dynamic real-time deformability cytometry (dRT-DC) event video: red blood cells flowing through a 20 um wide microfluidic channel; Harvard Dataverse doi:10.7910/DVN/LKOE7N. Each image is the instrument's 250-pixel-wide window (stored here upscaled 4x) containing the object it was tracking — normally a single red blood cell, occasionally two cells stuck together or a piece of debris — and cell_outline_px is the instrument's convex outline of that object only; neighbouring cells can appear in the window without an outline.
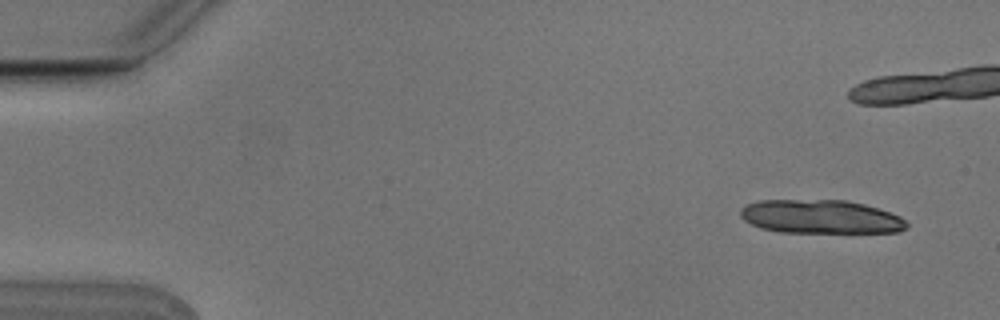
{"species": "Egyptian fruit bat (a non-hibernating species)", "species_latin": "Rousettus aegyptiacus", "temperature_condition": "cold", "stored_images_in_passage": 7, "camera_frame_rate_fps": 3000, "um_per_image_px": 0.085, "animal": {"sex": "male"}, "frame": {"image": 1, "passage_image": 1, "time_ms": 0.0, "image_size_px": [1000, 320], "cell_outline_px": [[908, 228], [900, 232], [780, 232], [760, 228], [744, 220], [740, 216], [740, 208], [744, 204], [760, 200], [844, 200], [864, 204], [900, 216], [908, 224]], "centroid_in_image_um": [69.72, 18.42], "position_along_channel_um": 15.3, "area_um2": 32.66}}